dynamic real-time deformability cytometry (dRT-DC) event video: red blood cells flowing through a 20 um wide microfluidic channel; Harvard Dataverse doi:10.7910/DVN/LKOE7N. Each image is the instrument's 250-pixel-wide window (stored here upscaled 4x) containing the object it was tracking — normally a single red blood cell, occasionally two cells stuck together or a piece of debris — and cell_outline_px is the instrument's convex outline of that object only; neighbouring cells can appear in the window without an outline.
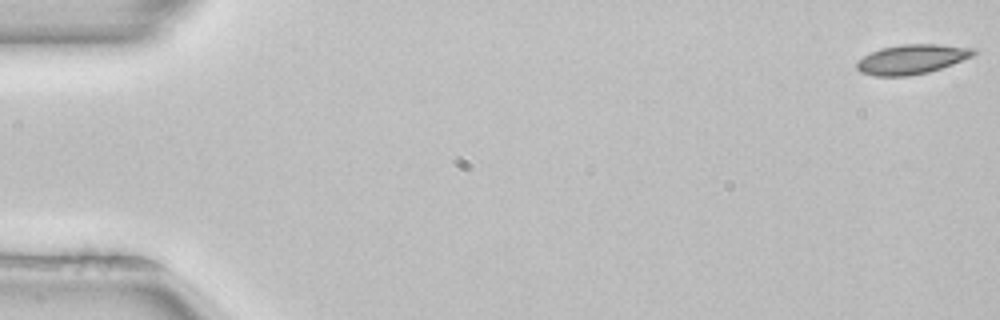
{"species": "common noctule bat (a hibernating species)", "species_latin": "Nyctalus noctula", "temperature_condition": "room temperature", "stored_images_in_passage": 52, "camera_frame_rate_fps": 3000, "um_per_image_px": 0.085, "animal": {"sex": "female", "body_mass_g": 22.7, "forearm_length_mm": 54.2}, "frame": {"image": 1, "passage_image": 1, "time_ms": 0.0, "image_size_px": [1000, 320], "cell_outline_px": [[976, 52], [972, 56], [952, 64], [928, 72], [908, 76], [876, 76], [860, 72], [856, 68], [856, 64], [864, 56], [880, 48], [900, 44], [936, 44], [972, 48]], "centroid_in_image_um": [77.47, 5.04], "position_along_channel_um": 7.5, "area_um2": 19.88}}
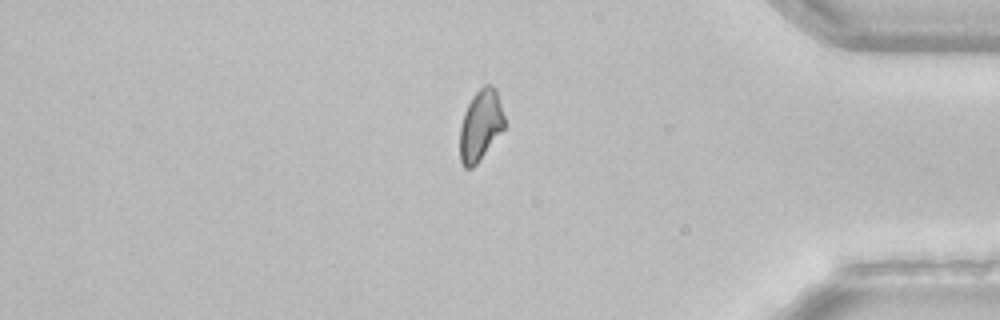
{"frame": {"image": 2, "passage_image": 44, "time_ms": 14.333, "image_size_px": [1000, 320], "cell_outline_px": [[504, 128], [476, 164], [472, 168], [464, 168], [460, 160], [460, 124], [464, 112], [472, 96], [484, 84], [492, 84], [496, 88], [504, 116]], "centroid_in_image_um": [40.83, 10.62], "position_along_channel_um": 394.4, "area_um2": 18.32}}
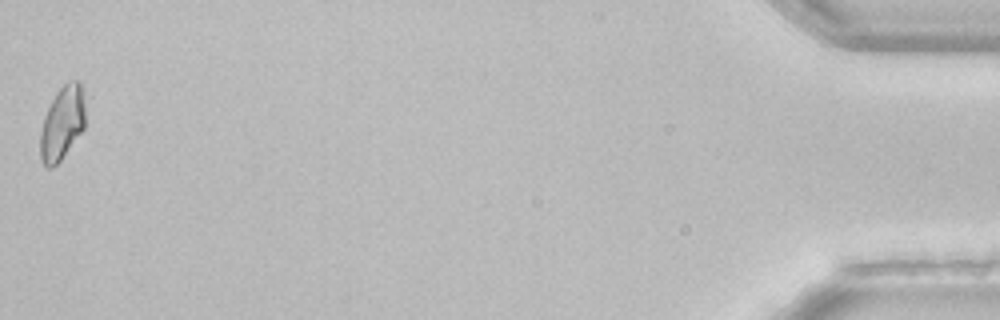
{"frame": {"image": 3, "passage_image": 52, "time_ms": 17.0, "image_size_px": [1000, 320], "cell_outline_px": [[84, 128], [60, 160], [56, 164], [48, 168], [40, 160], [40, 132], [44, 116], [56, 92], [68, 80], [80, 80], [84, 100]], "centroid_in_image_um": [5.27, 10.44], "position_along_channel_um": 429.9, "area_um2": 19.13}, "authors_computed_cell_mechanics": {"area_um2": 19.7965, "velocity_mm_per_s": 3.965, "shape_relaxation_time_tau1_ms": 8.2539, "shape_relaxation_time_tau2_ms": null, "deformation_change_tau1": 0.1299, "deformation_change_tau2": null}}